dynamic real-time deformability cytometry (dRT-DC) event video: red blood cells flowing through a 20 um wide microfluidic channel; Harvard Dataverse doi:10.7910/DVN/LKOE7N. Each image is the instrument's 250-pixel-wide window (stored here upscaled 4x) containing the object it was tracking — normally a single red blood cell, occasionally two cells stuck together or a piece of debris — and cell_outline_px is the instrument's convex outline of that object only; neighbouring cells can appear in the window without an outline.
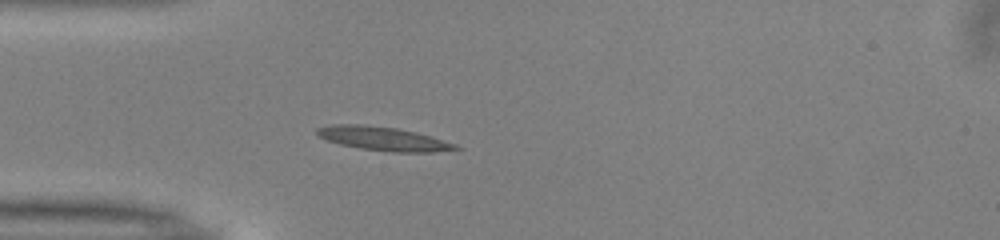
{"species": "common noctule bat (a hibernating species)", "species_latin": "Nyctalus noctula", "temperature_condition": "warm", "stored_images_in_passage": 5, "camera_frame_rate_fps": 3000, "um_per_image_px": 0.085, "animal": {"sex": "male", "body_mass_g": 13.0, "forearm_length_mm": 53.1}, "frame": {"image": 1, "passage_image": 1, "time_ms": 0.0, "image_size_px": [1000, 240], "cell_outline_px": [[464, 148], [432, 152], [392, 152], [360, 148], [340, 144], [328, 140], [320, 136], [316, 132], [316, 128], [332, 124], [360, 124], [396, 128], [416, 132], [432, 136], [456, 144]], "centroid_in_image_um": [32.61, 11.78], "position_along_channel_um": 52.4, "area_um2": 19.13}}